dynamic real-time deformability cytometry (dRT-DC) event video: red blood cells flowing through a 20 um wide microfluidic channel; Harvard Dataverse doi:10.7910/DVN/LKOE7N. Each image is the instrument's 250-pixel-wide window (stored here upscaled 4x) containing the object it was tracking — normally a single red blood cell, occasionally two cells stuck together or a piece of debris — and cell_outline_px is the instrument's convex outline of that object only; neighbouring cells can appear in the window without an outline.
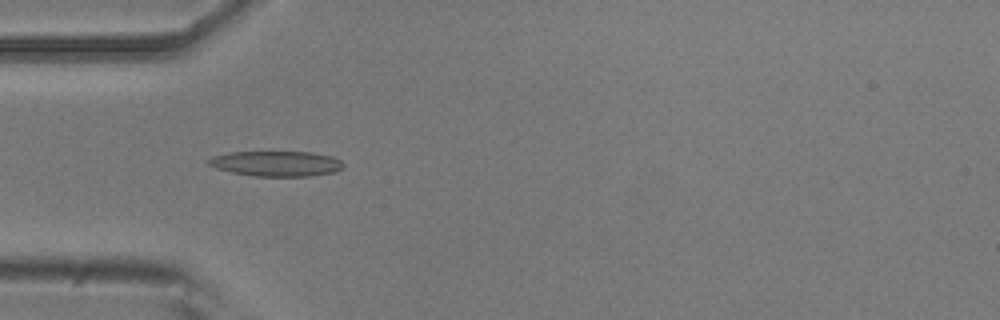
{"species": "common noctule bat (a hibernating species)", "species_latin": "Nyctalus noctula", "temperature_condition": "room temperature", "stored_images_in_passage": 7, "camera_frame_rate_fps": 3000, "um_per_image_px": 0.085, "animal": {"sex": "male", "body_mass_g": 20.5, "forearm_length_mm": 52.5}, "frame": {"image": 1, "passage_image": 5, "time_ms": 1.333, "image_size_px": [1000, 320], "cell_outline_px": [[344, 168], [336, 172], [312, 176], [252, 176], [232, 172], [216, 168], [208, 164], [204, 160], [212, 156], [228, 152], [308, 152], [332, 156], [340, 160], [344, 164]], "centroid_in_image_um": [23.48, 13.91], "position_along_channel_um": 61.5, "area_um2": 20.06}}
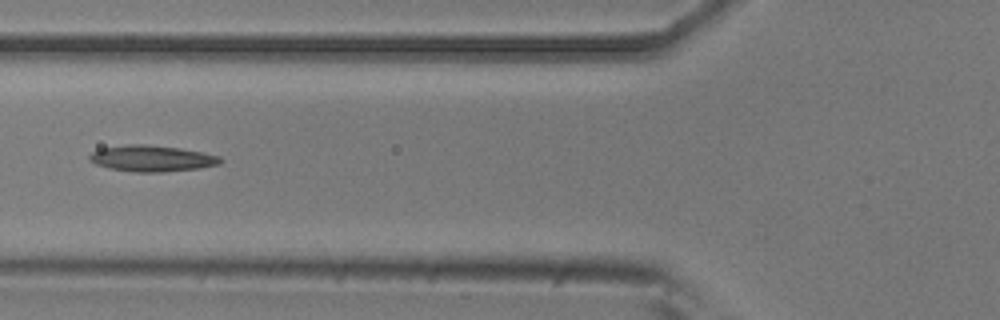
{"frame": {"image": 2, "passage_image": 6, "time_ms": 1.667, "image_size_px": [1000, 320], "cell_outline_px": [[220, 164], [200, 168], [164, 172], [132, 172], [108, 168], [96, 164], [88, 160], [88, 156], [92, 152], [100, 148], [128, 144], [144, 144], [180, 148], [220, 156]], "centroid_in_image_um": [12.86, 13.47], "position_along_channel_um": 112.9, "area_um2": 20.0}}
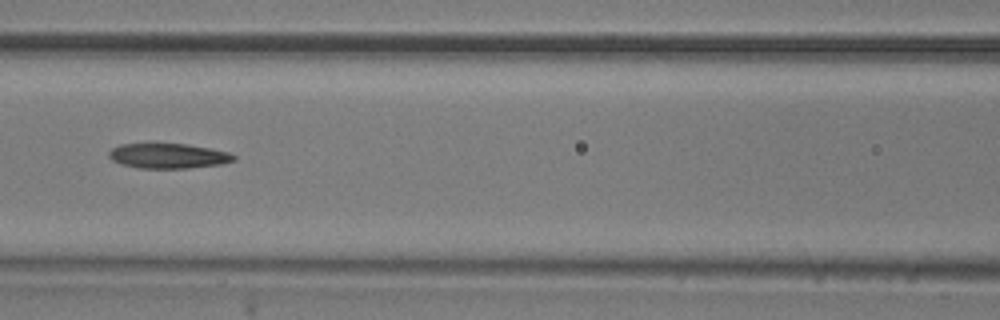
{"frame": {"image": 3, "passage_image": 7, "time_ms": 2.0, "image_size_px": [1000, 320], "cell_outline_px": [[236, 160], [220, 164], [188, 168], [136, 168], [120, 164], [112, 160], [108, 156], [108, 152], [112, 148], [120, 144], [188, 144], [228, 152], [236, 156]], "centroid_in_image_um": [14.27, 13.25], "position_along_channel_um": 152.3, "area_um2": 18.15}}